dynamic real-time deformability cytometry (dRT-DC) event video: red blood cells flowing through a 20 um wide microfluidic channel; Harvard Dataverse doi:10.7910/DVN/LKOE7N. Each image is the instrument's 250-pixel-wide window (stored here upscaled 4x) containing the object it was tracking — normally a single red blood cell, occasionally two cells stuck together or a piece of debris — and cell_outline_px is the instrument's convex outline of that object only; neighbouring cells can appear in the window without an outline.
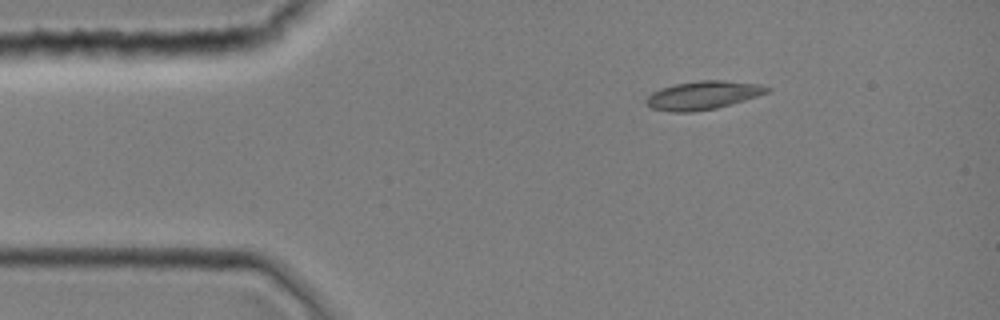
{"species": "common noctule bat (a hibernating species)", "species_latin": "Nyctalus noctula", "temperature_condition": "room temperature", "stored_images_in_passage": 1, "camera_frame_rate_fps": 3000, "um_per_image_px": 0.085, "animal": {"sex": "female", "body_mass_g": 19.0, "forearm_length_mm": 51.5}, "frame": {"image": 1, "passage_image": 1, "time_ms": 0.0, "image_size_px": [1000, 320], "cell_outline_px": [[772, 88], [768, 92], [744, 100], [716, 108], [692, 112], [672, 112], [652, 108], [644, 100], [652, 92], [660, 88], [676, 84], [700, 80], [724, 80], [760, 84]], "centroid_in_image_um": [59.75, 8.09], "position_along_channel_um": 25.3, "area_um2": 19.88}}